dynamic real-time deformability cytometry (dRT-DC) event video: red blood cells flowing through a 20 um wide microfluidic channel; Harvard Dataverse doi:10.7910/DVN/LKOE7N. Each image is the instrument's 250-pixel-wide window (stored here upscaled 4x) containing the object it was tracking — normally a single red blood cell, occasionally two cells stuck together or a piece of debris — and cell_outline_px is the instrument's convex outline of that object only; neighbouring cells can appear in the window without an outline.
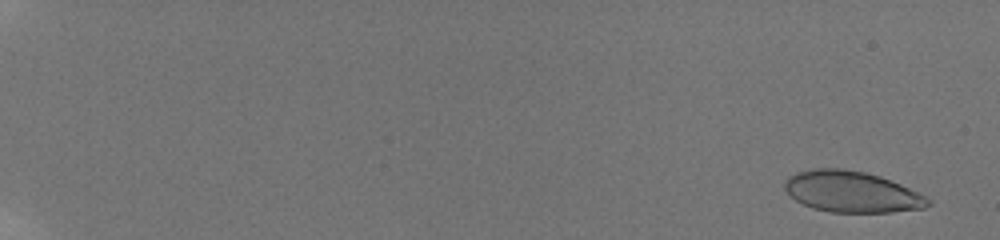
{"species": "human", "species_latin": "Homo sapiens", "temperature_condition": "room temperature", "stored_images_in_passage": 27, "camera_frame_rate_fps": 3000, "um_per_image_px": 0.085, "donor": {"sex": "male"}, "frame": {"image": 1, "passage_image": 4, "time_ms": 0.667, "image_size_px": [1000, 240], "cell_outline_px": [[932, 204], [924, 208], [892, 212], [832, 212], [812, 208], [788, 196], [784, 188], [784, 180], [788, 176], [796, 172], [812, 168], [844, 168], [864, 172], [880, 176], [900, 184], [932, 200]], "centroid_in_image_um": [72.35, 16.29], "position_along_channel_um": 12.6, "area_um2": 34.51}}
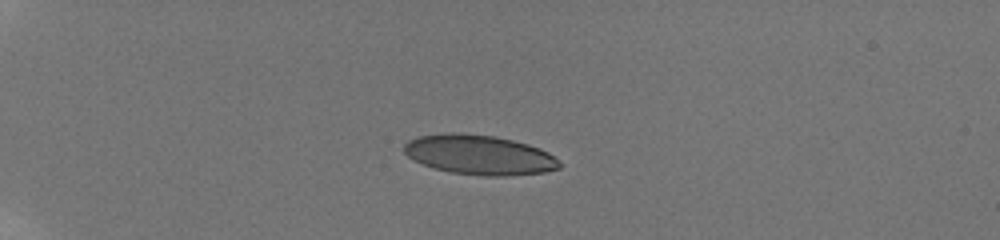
{"frame": {"image": 2, "passage_image": 21, "time_ms": 5.667, "image_size_px": [1000, 240], "cell_outline_px": [[560, 168], [544, 172], [504, 176], [484, 176], [452, 172], [436, 168], [424, 164], [408, 156], [404, 152], [404, 144], [408, 140], [416, 136], [448, 132], [456, 132], [496, 136], [528, 144], [540, 148], [548, 152], [560, 164]], "centroid_in_image_um": [40.72, 13.14], "position_along_channel_um": 44.3, "area_um2": 35.78}}